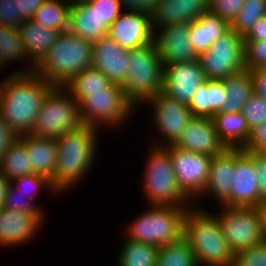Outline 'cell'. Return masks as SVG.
<instances>
[{
  "mask_svg": "<svg viewBox=\"0 0 266 266\" xmlns=\"http://www.w3.org/2000/svg\"><path fill=\"white\" fill-rule=\"evenodd\" d=\"M258 209L260 211L261 214V218H262V226H263V233H264V237L266 239V200H264L259 206Z\"/></svg>",
  "mask_w": 266,
  "mask_h": 266,
  "instance_id": "54",
  "label": "cell"
},
{
  "mask_svg": "<svg viewBox=\"0 0 266 266\" xmlns=\"http://www.w3.org/2000/svg\"><path fill=\"white\" fill-rule=\"evenodd\" d=\"M98 130L94 126L81 124L56 138L58 153L51 184L59 194L75 187L93 168Z\"/></svg>",
  "mask_w": 266,
  "mask_h": 266,
  "instance_id": "2",
  "label": "cell"
},
{
  "mask_svg": "<svg viewBox=\"0 0 266 266\" xmlns=\"http://www.w3.org/2000/svg\"><path fill=\"white\" fill-rule=\"evenodd\" d=\"M11 181L0 171V209L3 208Z\"/></svg>",
  "mask_w": 266,
  "mask_h": 266,
  "instance_id": "53",
  "label": "cell"
},
{
  "mask_svg": "<svg viewBox=\"0 0 266 266\" xmlns=\"http://www.w3.org/2000/svg\"><path fill=\"white\" fill-rule=\"evenodd\" d=\"M129 68L122 85L127 100L136 108L163 91L164 65L155 41L129 50Z\"/></svg>",
  "mask_w": 266,
  "mask_h": 266,
  "instance_id": "5",
  "label": "cell"
},
{
  "mask_svg": "<svg viewBox=\"0 0 266 266\" xmlns=\"http://www.w3.org/2000/svg\"><path fill=\"white\" fill-rule=\"evenodd\" d=\"M90 0H73V2H80V3H85V2H88Z\"/></svg>",
  "mask_w": 266,
  "mask_h": 266,
  "instance_id": "55",
  "label": "cell"
},
{
  "mask_svg": "<svg viewBox=\"0 0 266 266\" xmlns=\"http://www.w3.org/2000/svg\"><path fill=\"white\" fill-rule=\"evenodd\" d=\"M216 132L226 148L242 149L247 142L250 129L242 112L216 113L213 117Z\"/></svg>",
  "mask_w": 266,
  "mask_h": 266,
  "instance_id": "27",
  "label": "cell"
},
{
  "mask_svg": "<svg viewBox=\"0 0 266 266\" xmlns=\"http://www.w3.org/2000/svg\"><path fill=\"white\" fill-rule=\"evenodd\" d=\"M81 124L77 101L64 87H54L42 103L30 135L56 139Z\"/></svg>",
  "mask_w": 266,
  "mask_h": 266,
  "instance_id": "9",
  "label": "cell"
},
{
  "mask_svg": "<svg viewBox=\"0 0 266 266\" xmlns=\"http://www.w3.org/2000/svg\"><path fill=\"white\" fill-rule=\"evenodd\" d=\"M24 143L17 138L5 151L0 163V171L10 181L34 174Z\"/></svg>",
  "mask_w": 266,
  "mask_h": 266,
  "instance_id": "32",
  "label": "cell"
},
{
  "mask_svg": "<svg viewBox=\"0 0 266 266\" xmlns=\"http://www.w3.org/2000/svg\"><path fill=\"white\" fill-rule=\"evenodd\" d=\"M11 185L17 189L18 192L26 195L28 199H30L41 211L42 208L34 202L35 198H37L41 189H49L53 194L58 193L53 185L51 184V180L47 177L40 174H31L27 176H22L15 178L11 181Z\"/></svg>",
  "mask_w": 266,
  "mask_h": 266,
  "instance_id": "37",
  "label": "cell"
},
{
  "mask_svg": "<svg viewBox=\"0 0 266 266\" xmlns=\"http://www.w3.org/2000/svg\"><path fill=\"white\" fill-rule=\"evenodd\" d=\"M190 23L165 25L154 32V41L163 64L194 62L198 55L191 44Z\"/></svg>",
  "mask_w": 266,
  "mask_h": 266,
  "instance_id": "16",
  "label": "cell"
},
{
  "mask_svg": "<svg viewBox=\"0 0 266 266\" xmlns=\"http://www.w3.org/2000/svg\"><path fill=\"white\" fill-rule=\"evenodd\" d=\"M245 42V69H266V41H244Z\"/></svg>",
  "mask_w": 266,
  "mask_h": 266,
  "instance_id": "38",
  "label": "cell"
},
{
  "mask_svg": "<svg viewBox=\"0 0 266 266\" xmlns=\"http://www.w3.org/2000/svg\"><path fill=\"white\" fill-rule=\"evenodd\" d=\"M22 22L18 17V0H0V25L18 28Z\"/></svg>",
  "mask_w": 266,
  "mask_h": 266,
  "instance_id": "45",
  "label": "cell"
},
{
  "mask_svg": "<svg viewBox=\"0 0 266 266\" xmlns=\"http://www.w3.org/2000/svg\"><path fill=\"white\" fill-rule=\"evenodd\" d=\"M142 185L147 205L191 207L192 202L179 188L169 151L150 146Z\"/></svg>",
  "mask_w": 266,
  "mask_h": 266,
  "instance_id": "6",
  "label": "cell"
},
{
  "mask_svg": "<svg viewBox=\"0 0 266 266\" xmlns=\"http://www.w3.org/2000/svg\"><path fill=\"white\" fill-rule=\"evenodd\" d=\"M164 65L163 93L178 102L189 104L206 77L200 62L170 63Z\"/></svg>",
  "mask_w": 266,
  "mask_h": 266,
  "instance_id": "14",
  "label": "cell"
},
{
  "mask_svg": "<svg viewBox=\"0 0 266 266\" xmlns=\"http://www.w3.org/2000/svg\"><path fill=\"white\" fill-rule=\"evenodd\" d=\"M69 31L84 40L95 42L107 36L106 27L94 8L88 3L72 2L70 5Z\"/></svg>",
  "mask_w": 266,
  "mask_h": 266,
  "instance_id": "24",
  "label": "cell"
},
{
  "mask_svg": "<svg viewBox=\"0 0 266 266\" xmlns=\"http://www.w3.org/2000/svg\"><path fill=\"white\" fill-rule=\"evenodd\" d=\"M107 36L122 48L131 50L154 41L151 15L125 11L108 27Z\"/></svg>",
  "mask_w": 266,
  "mask_h": 266,
  "instance_id": "15",
  "label": "cell"
},
{
  "mask_svg": "<svg viewBox=\"0 0 266 266\" xmlns=\"http://www.w3.org/2000/svg\"><path fill=\"white\" fill-rule=\"evenodd\" d=\"M254 93L266 99V69L251 70Z\"/></svg>",
  "mask_w": 266,
  "mask_h": 266,
  "instance_id": "51",
  "label": "cell"
},
{
  "mask_svg": "<svg viewBox=\"0 0 266 266\" xmlns=\"http://www.w3.org/2000/svg\"><path fill=\"white\" fill-rule=\"evenodd\" d=\"M243 3L244 0H209L208 10L230 24Z\"/></svg>",
  "mask_w": 266,
  "mask_h": 266,
  "instance_id": "43",
  "label": "cell"
},
{
  "mask_svg": "<svg viewBox=\"0 0 266 266\" xmlns=\"http://www.w3.org/2000/svg\"><path fill=\"white\" fill-rule=\"evenodd\" d=\"M242 149L253 153H262L266 150V121L250 129L249 138Z\"/></svg>",
  "mask_w": 266,
  "mask_h": 266,
  "instance_id": "44",
  "label": "cell"
},
{
  "mask_svg": "<svg viewBox=\"0 0 266 266\" xmlns=\"http://www.w3.org/2000/svg\"><path fill=\"white\" fill-rule=\"evenodd\" d=\"M144 104L151 105L154 117L152 120L158 130L157 132L163 136L162 140H164L163 142L158 140L154 144L151 143L153 146L173 145L193 117L187 104L178 102L163 92L157 93Z\"/></svg>",
  "mask_w": 266,
  "mask_h": 266,
  "instance_id": "13",
  "label": "cell"
},
{
  "mask_svg": "<svg viewBox=\"0 0 266 266\" xmlns=\"http://www.w3.org/2000/svg\"><path fill=\"white\" fill-rule=\"evenodd\" d=\"M231 183L232 207H258L264 200L259 195L252 152L235 148V168Z\"/></svg>",
  "mask_w": 266,
  "mask_h": 266,
  "instance_id": "17",
  "label": "cell"
},
{
  "mask_svg": "<svg viewBox=\"0 0 266 266\" xmlns=\"http://www.w3.org/2000/svg\"><path fill=\"white\" fill-rule=\"evenodd\" d=\"M224 80L226 102L217 113H237L241 112L245 102L254 93L253 79L249 70H243Z\"/></svg>",
  "mask_w": 266,
  "mask_h": 266,
  "instance_id": "28",
  "label": "cell"
},
{
  "mask_svg": "<svg viewBox=\"0 0 266 266\" xmlns=\"http://www.w3.org/2000/svg\"><path fill=\"white\" fill-rule=\"evenodd\" d=\"M18 138L16 133L0 116V163L7 148Z\"/></svg>",
  "mask_w": 266,
  "mask_h": 266,
  "instance_id": "49",
  "label": "cell"
},
{
  "mask_svg": "<svg viewBox=\"0 0 266 266\" xmlns=\"http://www.w3.org/2000/svg\"><path fill=\"white\" fill-rule=\"evenodd\" d=\"M230 30V24L211 12H206L190 22L189 34L194 51L199 56Z\"/></svg>",
  "mask_w": 266,
  "mask_h": 266,
  "instance_id": "25",
  "label": "cell"
},
{
  "mask_svg": "<svg viewBox=\"0 0 266 266\" xmlns=\"http://www.w3.org/2000/svg\"><path fill=\"white\" fill-rule=\"evenodd\" d=\"M129 50L104 36L93 42L91 67L102 72L111 83L123 85L129 68Z\"/></svg>",
  "mask_w": 266,
  "mask_h": 266,
  "instance_id": "20",
  "label": "cell"
},
{
  "mask_svg": "<svg viewBox=\"0 0 266 266\" xmlns=\"http://www.w3.org/2000/svg\"><path fill=\"white\" fill-rule=\"evenodd\" d=\"M224 80L206 79L192 96L188 107L193 117L212 118L226 102Z\"/></svg>",
  "mask_w": 266,
  "mask_h": 266,
  "instance_id": "26",
  "label": "cell"
},
{
  "mask_svg": "<svg viewBox=\"0 0 266 266\" xmlns=\"http://www.w3.org/2000/svg\"><path fill=\"white\" fill-rule=\"evenodd\" d=\"M111 84L102 72L94 67H89L78 73L64 88L79 103L90 92L105 91Z\"/></svg>",
  "mask_w": 266,
  "mask_h": 266,
  "instance_id": "30",
  "label": "cell"
},
{
  "mask_svg": "<svg viewBox=\"0 0 266 266\" xmlns=\"http://www.w3.org/2000/svg\"><path fill=\"white\" fill-rule=\"evenodd\" d=\"M249 129L266 121V99L253 93L242 108Z\"/></svg>",
  "mask_w": 266,
  "mask_h": 266,
  "instance_id": "39",
  "label": "cell"
},
{
  "mask_svg": "<svg viewBox=\"0 0 266 266\" xmlns=\"http://www.w3.org/2000/svg\"><path fill=\"white\" fill-rule=\"evenodd\" d=\"M184 22L181 0H160L151 14L153 32L165 25Z\"/></svg>",
  "mask_w": 266,
  "mask_h": 266,
  "instance_id": "36",
  "label": "cell"
},
{
  "mask_svg": "<svg viewBox=\"0 0 266 266\" xmlns=\"http://www.w3.org/2000/svg\"><path fill=\"white\" fill-rule=\"evenodd\" d=\"M78 109L82 124L98 129L101 126L113 129L118 125L119 128L136 110L127 100L122 86L114 83L105 91L90 92L78 103Z\"/></svg>",
  "mask_w": 266,
  "mask_h": 266,
  "instance_id": "8",
  "label": "cell"
},
{
  "mask_svg": "<svg viewBox=\"0 0 266 266\" xmlns=\"http://www.w3.org/2000/svg\"><path fill=\"white\" fill-rule=\"evenodd\" d=\"M265 16L266 0H244L243 6L230 23V29L244 37Z\"/></svg>",
  "mask_w": 266,
  "mask_h": 266,
  "instance_id": "35",
  "label": "cell"
},
{
  "mask_svg": "<svg viewBox=\"0 0 266 266\" xmlns=\"http://www.w3.org/2000/svg\"><path fill=\"white\" fill-rule=\"evenodd\" d=\"M45 0H18V17L22 21L33 18L34 13Z\"/></svg>",
  "mask_w": 266,
  "mask_h": 266,
  "instance_id": "50",
  "label": "cell"
},
{
  "mask_svg": "<svg viewBox=\"0 0 266 266\" xmlns=\"http://www.w3.org/2000/svg\"><path fill=\"white\" fill-rule=\"evenodd\" d=\"M165 148L170 153L179 188L191 202L194 201L196 204L197 198L200 199L204 193L212 157L179 149L173 145Z\"/></svg>",
  "mask_w": 266,
  "mask_h": 266,
  "instance_id": "12",
  "label": "cell"
},
{
  "mask_svg": "<svg viewBox=\"0 0 266 266\" xmlns=\"http://www.w3.org/2000/svg\"><path fill=\"white\" fill-rule=\"evenodd\" d=\"M182 19L190 23L208 12L209 0H181Z\"/></svg>",
  "mask_w": 266,
  "mask_h": 266,
  "instance_id": "46",
  "label": "cell"
},
{
  "mask_svg": "<svg viewBox=\"0 0 266 266\" xmlns=\"http://www.w3.org/2000/svg\"><path fill=\"white\" fill-rule=\"evenodd\" d=\"M71 2L66 0H45L33 15L41 26L61 32L69 31Z\"/></svg>",
  "mask_w": 266,
  "mask_h": 266,
  "instance_id": "29",
  "label": "cell"
},
{
  "mask_svg": "<svg viewBox=\"0 0 266 266\" xmlns=\"http://www.w3.org/2000/svg\"><path fill=\"white\" fill-rule=\"evenodd\" d=\"M88 3L106 27H109L123 12L119 0H90Z\"/></svg>",
  "mask_w": 266,
  "mask_h": 266,
  "instance_id": "41",
  "label": "cell"
},
{
  "mask_svg": "<svg viewBox=\"0 0 266 266\" xmlns=\"http://www.w3.org/2000/svg\"><path fill=\"white\" fill-rule=\"evenodd\" d=\"M92 52L93 42L70 31L61 32L33 72L54 87H64L78 73L91 67Z\"/></svg>",
  "mask_w": 266,
  "mask_h": 266,
  "instance_id": "4",
  "label": "cell"
},
{
  "mask_svg": "<svg viewBox=\"0 0 266 266\" xmlns=\"http://www.w3.org/2000/svg\"><path fill=\"white\" fill-rule=\"evenodd\" d=\"M122 246L116 259L117 266H156L158 247L127 238Z\"/></svg>",
  "mask_w": 266,
  "mask_h": 266,
  "instance_id": "31",
  "label": "cell"
},
{
  "mask_svg": "<svg viewBox=\"0 0 266 266\" xmlns=\"http://www.w3.org/2000/svg\"><path fill=\"white\" fill-rule=\"evenodd\" d=\"M5 78L1 80L0 116L18 137L29 135L42 103L54 86L34 72L10 73Z\"/></svg>",
  "mask_w": 266,
  "mask_h": 266,
  "instance_id": "1",
  "label": "cell"
},
{
  "mask_svg": "<svg viewBox=\"0 0 266 266\" xmlns=\"http://www.w3.org/2000/svg\"><path fill=\"white\" fill-rule=\"evenodd\" d=\"M266 158V150L261 153Z\"/></svg>",
  "mask_w": 266,
  "mask_h": 266,
  "instance_id": "56",
  "label": "cell"
},
{
  "mask_svg": "<svg viewBox=\"0 0 266 266\" xmlns=\"http://www.w3.org/2000/svg\"><path fill=\"white\" fill-rule=\"evenodd\" d=\"M232 266H266V241L236 252Z\"/></svg>",
  "mask_w": 266,
  "mask_h": 266,
  "instance_id": "40",
  "label": "cell"
},
{
  "mask_svg": "<svg viewBox=\"0 0 266 266\" xmlns=\"http://www.w3.org/2000/svg\"><path fill=\"white\" fill-rule=\"evenodd\" d=\"M220 209L214 215L235 253L266 241L258 207L220 206Z\"/></svg>",
  "mask_w": 266,
  "mask_h": 266,
  "instance_id": "10",
  "label": "cell"
},
{
  "mask_svg": "<svg viewBox=\"0 0 266 266\" xmlns=\"http://www.w3.org/2000/svg\"><path fill=\"white\" fill-rule=\"evenodd\" d=\"M173 146L213 157L226 147L220 141L212 118L192 117Z\"/></svg>",
  "mask_w": 266,
  "mask_h": 266,
  "instance_id": "19",
  "label": "cell"
},
{
  "mask_svg": "<svg viewBox=\"0 0 266 266\" xmlns=\"http://www.w3.org/2000/svg\"><path fill=\"white\" fill-rule=\"evenodd\" d=\"M28 60L18 28L0 25V63L6 64L14 60ZM9 62V63H8Z\"/></svg>",
  "mask_w": 266,
  "mask_h": 266,
  "instance_id": "34",
  "label": "cell"
},
{
  "mask_svg": "<svg viewBox=\"0 0 266 266\" xmlns=\"http://www.w3.org/2000/svg\"><path fill=\"white\" fill-rule=\"evenodd\" d=\"M44 218V213H26L1 208L0 246L16 248L27 244L41 229Z\"/></svg>",
  "mask_w": 266,
  "mask_h": 266,
  "instance_id": "18",
  "label": "cell"
},
{
  "mask_svg": "<svg viewBox=\"0 0 266 266\" xmlns=\"http://www.w3.org/2000/svg\"><path fill=\"white\" fill-rule=\"evenodd\" d=\"M124 11L144 12L152 14L155 6L160 0H119Z\"/></svg>",
  "mask_w": 266,
  "mask_h": 266,
  "instance_id": "48",
  "label": "cell"
},
{
  "mask_svg": "<svg viewBox=\"0 0 266 266\" xmlns=\"http://www.w3.org/2000/svg\"><path fill=\"white\" fill-rule=\"evenodd\" d=\"M156 266H198L194 253L182 236L175 242L158 248Z\"/></svg>",
  "mask_w": 266,
  "mask_h": 266,
  "instance_id": "33",
  "label": "cell"
},
{
  "mask_svg": "<svg viewBox=\"0 0 266 266\" xmlns=\"http://www.w3.org/2000/svg\"><path fill=\"white\" fill-rule=\"evenodd\" d=\"M213 214L192 205L184 217L183 237L192 249L198 266H232L235 252Z\"/></svg>",
  "mask_w": 266,
  "mask_h": 266,
  "instance_id": "3",
  "label": "cell"
},
{
  "mask_svg": "<svg viewBox=\"0 0 266 266\" xmlns=\"http://www.w3.org/2000/svg\"><path fill=\"white\" fill-rule=\"evenodd\" d=\"M266 41V16L259 19L244 36V41Z\"/></svg>",
  "mask_w": 266,
  "mask_h": 266,
  "instance_id": "52",
  "label": "cell"
},
{
  "mask_svg": "<svg viewBox=\"0 0 266 266\" xmlns=\"http://www.w3.org/2000/svg\"><path fill=\"white\" fill-rule=\"evenodd\" d=\"M3 208L26 213H44L23 193H20L12 185L8 188Z\"/></svg>",
  "mask_w": 266,
  "mask_h": 266,
  "instance_id": "42",
  "label": "cell"
},
{
  "mask_svg": "<svg viewBox=\"0 0 266 266\" xmlns=\"http://www.w3.org/2000/svg\"><path fill=\"white\" fill-rule=\"evenodd\" d=\"M26 147L32 171L52 180L57 159L55 138H39L29 135L18 137Z\"/></svg>",
  "mask_w": 266,
  "mask_h": 266,
  "instance_id": "23",
  "label": "cell"
},
{
  "mask_svg": "<svg viewBox=\"0 0 266 266\" xmlns=\"http://www.w3.org/2000/svg\"><path fill=\"white\" fill-rule=\"evenodd\" d=\"M190 207L149 205L126 225V238L156 247L177 241L183 236V223Z\"/></svg>",
  "mask_w": 266,
  "mask_h": 266,
  "instance_id": "7",
  "label": "cell"
},
{
  "mask_svg": "<svg viewBox=\"0 0 266 266\" xmlns=\"http://www.w3.org/2000/svg\"><path fill=\"white\" fill-rule=\"evenodd\" d=\"M245 42L231 29L198 56L206 79L223 80L245 70Z\"/></svg>",
  "mask_w": 266,
  "mask_h": 266,
  "instance_id": "11",
  "label": "cell"
},
{
  "mask_svg": "<svg viewBox=\"0 0 266 266\" xmlns=\"http://www.w3.org/2000/svg\"><path fill=\"white\" fill-rule=\"evenodd\" d=\"M18 29L21 33L25 54L29 61L26 64L30 65L27 68H23V70L15 69L16 71L14 70L12 74L32 73L34 67L46 55L47 50L52 46L60 32L41 26L33 19L24 20Z\"/></svg>",
  "mask_w": 266,
  "mask_h": 266,
  "instance_id": "22",
  "label": "cell"
},
{
  "mask_svg": "<svg viewBox=\"0 0 266 266\" xmlns=\"http://www.w3.org/2000/svg\"><path fill=\"white\" fill-rule=\"evenodd\" d=\"M252 164L257 175L259 195L266 200V158L261 153L252 152Z\"/></svg>",
  "mask_w": 266,
  "mask_h": 266,
  "instance_id": "47",
  "label": "cell"
},
{
  "mask_svg": "<svg viewBox=\"0 0 266 266\" xmlns=\"http://www.w3.org/2000/svg\"><path fill=\"white\" fill-rule=\"evenodd\" d=\"M235 168V148H226L212 157L203 197H215L220 206H231V183Z\"/></svg>",
  "mask_w": 266,
  "mask_h": 266,
  "instance_id": "21",
  "label": "cell"
}]
</instances>
